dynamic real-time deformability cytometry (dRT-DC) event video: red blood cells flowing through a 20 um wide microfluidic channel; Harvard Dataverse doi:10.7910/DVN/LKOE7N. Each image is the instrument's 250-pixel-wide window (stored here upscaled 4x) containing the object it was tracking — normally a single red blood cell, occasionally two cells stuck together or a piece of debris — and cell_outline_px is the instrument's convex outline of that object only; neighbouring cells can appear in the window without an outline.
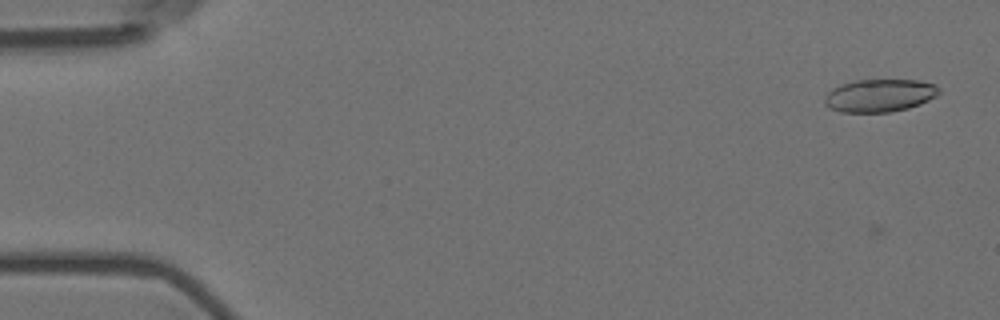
{"species": "Egyptian fruit bat (a non-hibernating species)", "species_latin": "Rousettus aegyptiacus", "temperature_condition": "room temperature", "stored_images_in_passage": 6, "camera_frame_rate_fps": 3000, "um_per_image_px": 0.085, "animal": {"sex": "female"}, "frame": {"image": 1, "passage_image": 2, "time_ms": 0.333, "image_size_px": [1000, 320], "cell_outline_px": [[940, 92], [936, 96], [920, 104], [908, 108], [888, 112], [840, 112], [828, 108], [824, 104], [824, 96], [832, 88], [840, 84], [856, 80], [920, 80], [936, 84], [940, 88]], "centroid_in_image_um": [74.75, 8.11], "position_along_channel_um": 10.2, "area_um2": 22.08}}